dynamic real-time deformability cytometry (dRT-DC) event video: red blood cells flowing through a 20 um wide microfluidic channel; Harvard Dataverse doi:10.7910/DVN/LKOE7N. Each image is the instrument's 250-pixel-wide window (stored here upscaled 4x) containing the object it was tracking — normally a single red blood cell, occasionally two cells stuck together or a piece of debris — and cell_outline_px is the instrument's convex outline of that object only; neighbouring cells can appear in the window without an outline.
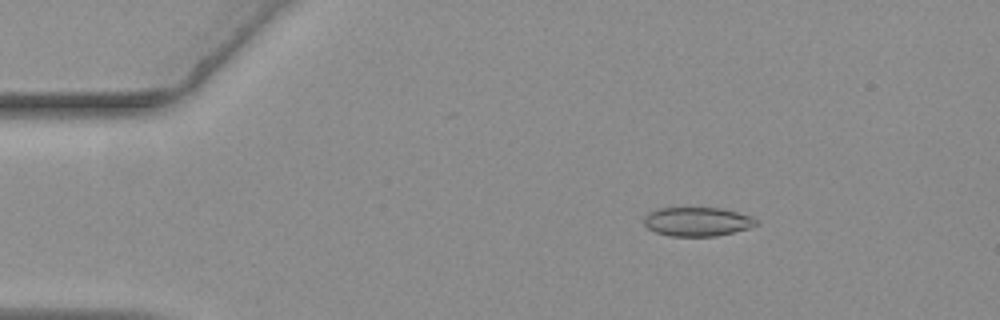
{"species": "common noctule bat (a hibernating species)", "species_latin": "Nyctalus noctula", "temperature_condition": "warm", "stored_images_in_passage": 50, "camera_frame_rate_fps": 3000, "um_per_image_px": 0.085, "animal": {"sex": "female", "body_mass_g": 19.3, "forearm_length_mm": 54.1}, "frame": {"image": 1, "passage_image": 3, "time_ms": 0.667, "image_size_px": [1000, 320], "cell_outline_px": [[760, 224], [748, 228], [716, 236], [668, 236], [656, 232], [648, 228], [644, 224], [644, 216], [648, 212], [656, 208], [720, 208], [752, 216]], "centroid_in_image_um": [59.24, 18.84], "position_along_channel_um": 25.8, "area_um2": 18.96}}
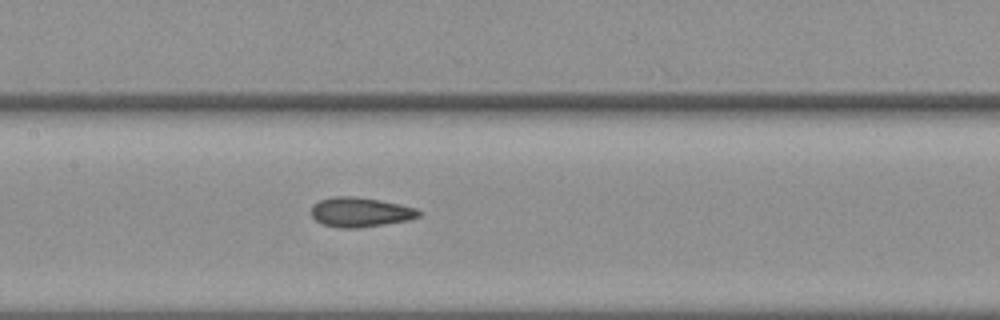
{"frame": {"image": 2, "passage_image": 21, "time_ms": 6.667, "image_size_px": [1000, 320], "cell_outline_px": [[420, 216], [408, 220], [384, 224], [356, 228], [340, 228], [320, 224], [312, 216], [312, 204], [320, 200], [332, 196], [356, 196], [380, 200], [400, 204], [416, 208], [420, 212]], "centroid_in_image_um": [30.6, 18.02], "position_along_channel_um": 176.8, "area_um2": 18.61}}
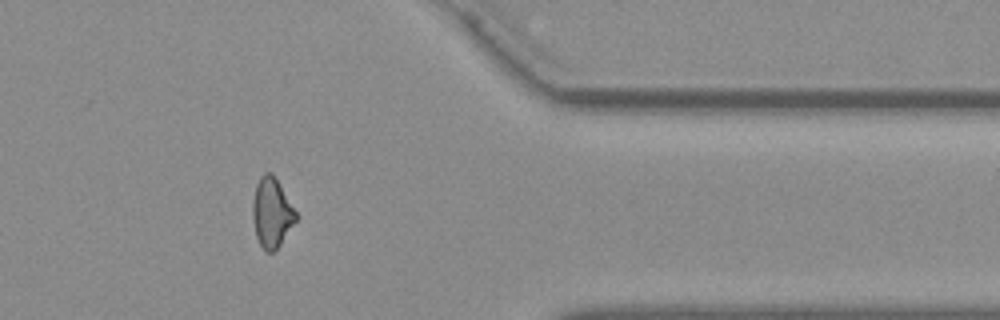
{"frame": {"image": 3, "passage_image": 40, "time_ms": 13.0, "image_size_px": [1000, 320], "cell_outline_px": [[300, 216], [280, 244], [272, 252], [268, 252], [260, 244], [256, 236], [252, 220], [252, 200], [256, 184], [260, 176], [264, 172], [272, 172]], "centroid_in_image_um": [23.11, 18.04], "position_along_channel_um": 388.3, "area_um2": 17.74}, "authors_computed_cell_mechanics": {"area_um2": 18.4093, "velocity_mm_per_s": 3.6441, "shape_relaxation_time_tau1_ms": 8.4002, "shape_relaxation_time_tau2_ms": 4.1036, "deformation_change_tau1": 0.1395, "deformation_change_tau2": 0.103}}